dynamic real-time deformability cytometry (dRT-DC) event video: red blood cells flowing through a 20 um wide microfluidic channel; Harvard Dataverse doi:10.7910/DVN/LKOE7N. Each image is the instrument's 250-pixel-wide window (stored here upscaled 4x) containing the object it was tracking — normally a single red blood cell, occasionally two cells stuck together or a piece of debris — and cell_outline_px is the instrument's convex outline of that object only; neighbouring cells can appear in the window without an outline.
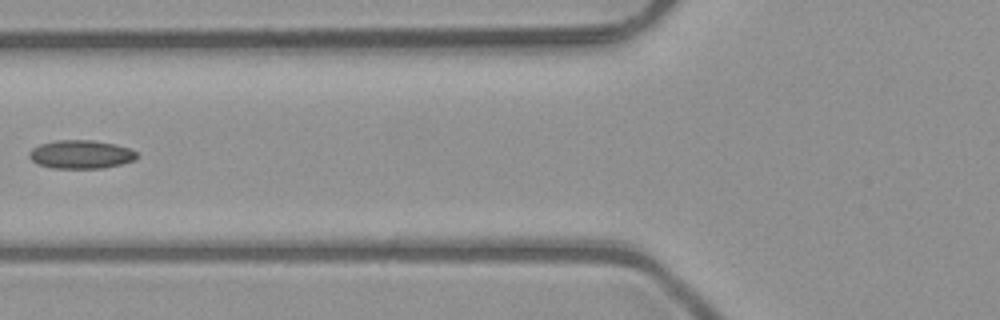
{"species": "common noctule bat (a hibernating species)", "species_latin": "Nyctalus noctula", "temperature_condition": "room temperature", "stored_images_in_passage": 6, "camera_frame_rate_fps": 3000, "um_per_image_px": 0.085, "animal": {"sex": "male", "body_mass_g": 23.1, "forearm_length_mm": 52.7}, "frame": {"image": 1, "passage_image": 5, "time_ms": 1.333, "image_size_px": [1000, 320], "cell_outline_px": [[140, 156], [136, 160], [104, 168], [52, 168], [36, 164], [28, 156], [28, 152], [32, 148], [40, 144], [56, 140], [92, 140], [116, 144], [128, 148], [136, 152]], "centroid_in_image_um": [6.87, 13.12], "position_along_channel_um": 118.9, "area_um2": 18.03}}
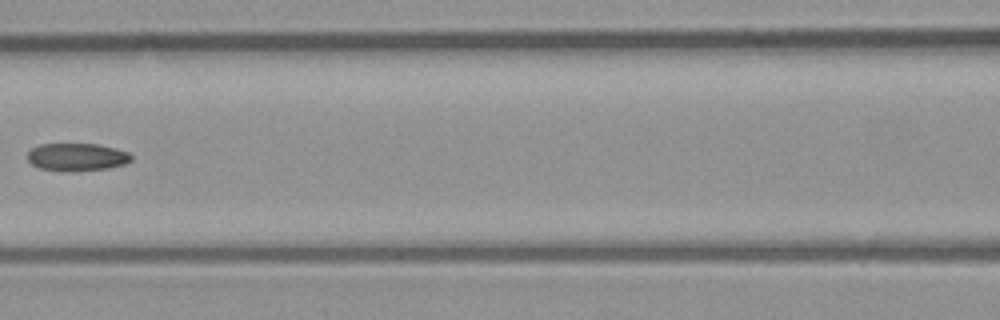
{"frame": {"image": 2, "passage_image": 6, "time_ms": 1.667, "image_size_px": [1000, 320], "cell_outline_px": [[132, 160], [124, 164], [108, 168], [72, 172], [64, 172], [40, 168], [32, 164], [28, 160], [28, 152], [32, 148], [40, 144], [96, 144], [116, 148], [128, 152], [132, 156]], "centroid_in_image_um": [6.54, 13.36], "position_along_channel_um": 160.1, "area_um2": 16.88}}